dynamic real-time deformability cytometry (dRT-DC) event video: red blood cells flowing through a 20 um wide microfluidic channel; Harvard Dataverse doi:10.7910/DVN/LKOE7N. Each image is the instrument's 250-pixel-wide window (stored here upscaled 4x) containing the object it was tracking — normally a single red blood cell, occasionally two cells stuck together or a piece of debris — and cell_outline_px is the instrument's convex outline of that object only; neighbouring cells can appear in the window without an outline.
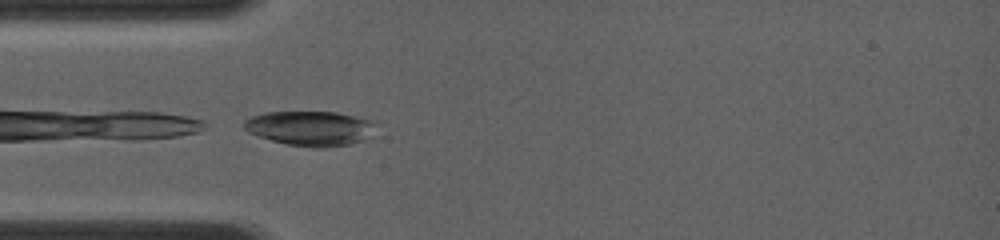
{"species": "common noctule bat (a hibernating species)", "species_latin": "Nyctalus noctula", "temperature_condition": "room temperature", "stored_images_in_passage": 1, "camera_frame_rate_fps": 4000, "um_per_image_px": 0.085, "animal": {"sex": "female", "body_mass_g": 19.0, "forearm_length_mm": 56.7}, "frame": {"image": 1, "passage_image": 1, "time_ms": 0.0, "image_size_px": [1000, 240], "cell_outline_px": [[376, 124], [372, 136], [364, 140], [348, 144], [320, 148], [316, 148], [288, 144], [256, 136], [248, 132], [244, 128], [244, 120], [252, 116], [264, 112], [336, 112], [376, 120]], "centroid_in_image_um": [26.41, 10.9], "position_along_channel_um": 58.6, "area_um2": 26.88}}